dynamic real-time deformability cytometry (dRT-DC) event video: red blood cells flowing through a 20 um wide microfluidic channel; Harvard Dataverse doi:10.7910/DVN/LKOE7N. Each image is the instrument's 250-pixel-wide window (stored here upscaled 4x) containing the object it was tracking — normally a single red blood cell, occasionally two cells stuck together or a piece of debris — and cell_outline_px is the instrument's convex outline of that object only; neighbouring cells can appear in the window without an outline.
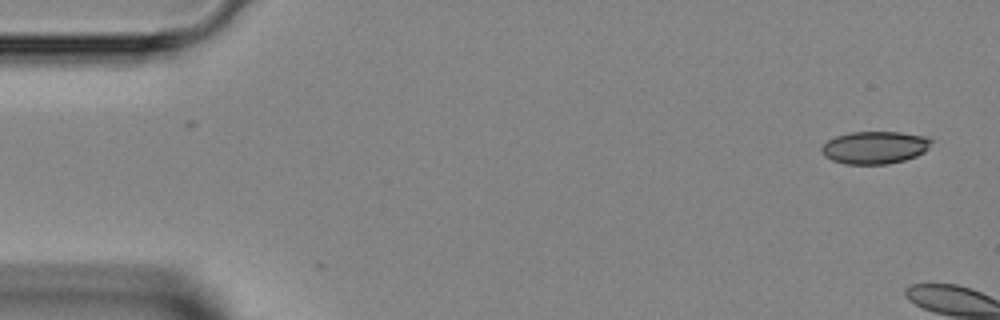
{"species": "Egyptian fruit bat (a non-hibernating species)", "species_latin": "Rousettus aegyptiacus", "temperature_condition": "room temperature", "stored_images_in_passage": 2, "camera_frame_rate_fps": 3000, "um_per_image_px": 0.085, "animal": {"sex": "female"}, "frame": {"image": 1, "passage_image": 1, "time_ms": 0.0, "image_size_px": [1000, 320], "cell_outline_px": [[932, 140], [928, 148], [924, 152], [916, 156], [904, 160], [888, 164], [844, 164], [832, 160], [824, 156], [820, 152], [820, 148], [828, 140], [836, 136], [852, 132], [900, 132], [924, 136]], "centroid_in_image_um": [74.32, 12.54], "position_along_channel_um": 10.7, "area_um2": 20.81}}